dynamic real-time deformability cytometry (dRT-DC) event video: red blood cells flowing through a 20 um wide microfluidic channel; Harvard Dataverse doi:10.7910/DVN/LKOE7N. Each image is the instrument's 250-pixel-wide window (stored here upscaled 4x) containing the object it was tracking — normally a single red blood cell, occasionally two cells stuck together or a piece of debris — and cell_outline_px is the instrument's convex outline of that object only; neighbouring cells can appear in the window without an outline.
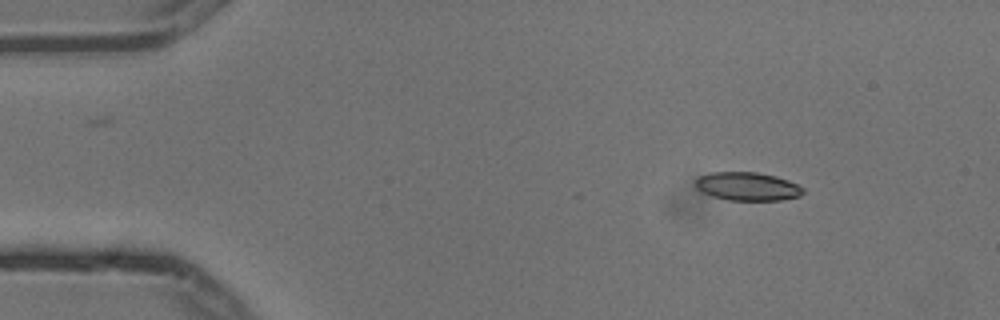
{"species": "common noctule bat (a hibernating species)", "species_latin": "Nyctalus noctula", "temperature_condition": "cold", "stored_images_in_passage": 6, "camera_frame_rate_fps": 3000, "um_per_image_px": 0.085, "animal": {"sex": "male", "body_mass_g": 13.3}, "frame": {"image": 1, "passage_image": 1, "time_ms": 0.0, "image_size_px": [1000, 320], "cell_outline_px": [[804, 192], [800, 196], [780, 200], [728, 200], [712, 196], [696, 188], [696, 180], [700, 176], [712, 172], [756, 172], [776, 176], [788, 180], [804, 188]], "centroid_in_image_um": [63.55, 15.84], "position_along_channel_um": 21.4, "area_um2": 17.69}}
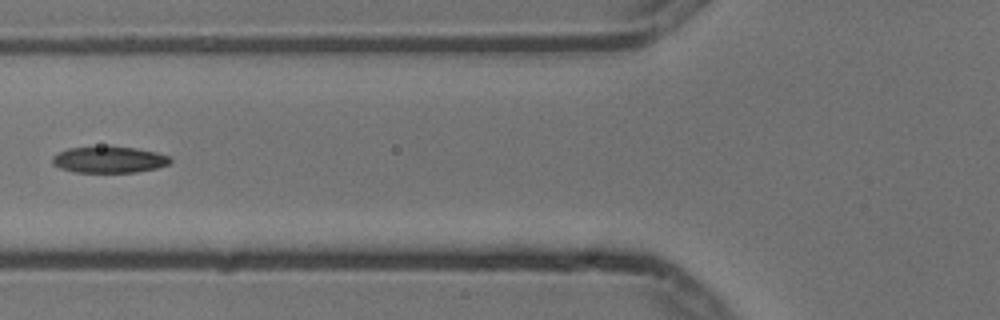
{"frame": {"image": 2, "passage_image": 5, "time_ms": 1.333, "image_size_px": [1000, 320], "cell_outline_px": [[172, 160], [168, 164], [156, 168], [136, 172], [72, 172], [60, 168], [52, 164], [52, 156], [68, 148], [108, 144], [136, 148], [156, 152], [168, 156]], "centroid_in_image_um": [9.23, 13.54], "position_along_channel_um": 116.6, "area_um2": 18.61}}
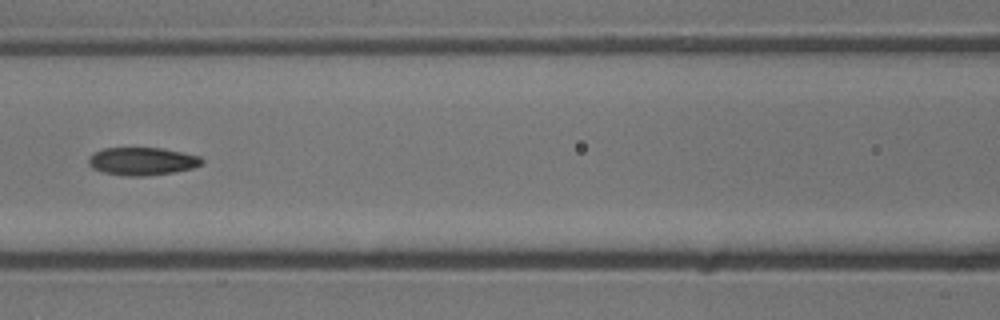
{"frame": {"image": 3, "passage_image": 6, "time_ms": 1.667, "image_size_px": [1000, 320], "cell_outline_px": [[204, 160], [200, 164], [192, 168], [172, 172], [144, 176], [128, 176], [104, 172], [92, 168], [88, 164], [88, 160], [96, 152], [104, 148], [160, 148], [200, 156]], "centroid_in_image_um": [12.08, 13.71], "position_along_channel_um": 154.5, "area_um2": 18.03}}